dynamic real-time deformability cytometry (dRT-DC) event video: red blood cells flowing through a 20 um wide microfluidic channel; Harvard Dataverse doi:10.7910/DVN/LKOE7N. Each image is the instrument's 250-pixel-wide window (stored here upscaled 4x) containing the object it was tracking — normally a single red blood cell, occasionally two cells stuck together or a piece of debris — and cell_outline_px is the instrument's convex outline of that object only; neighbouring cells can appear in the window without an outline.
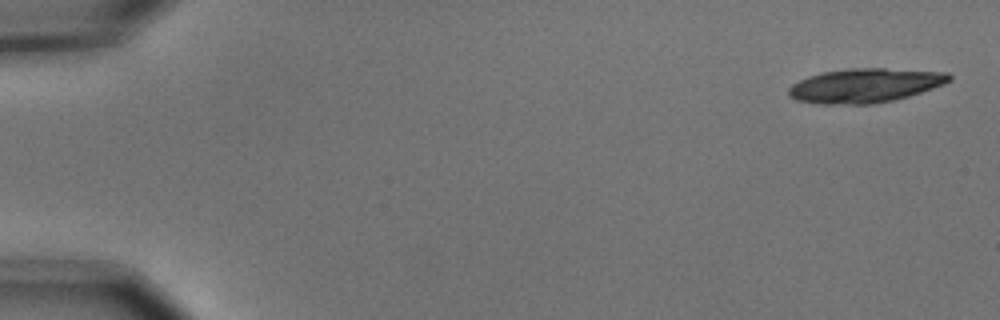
{"species": "common noctule bat (a hibernating species)", "species_latin": "Nyctalus noctula", "temperature_condition": "cold", "stored_images_in_passage": 6, "camera_frame_rate_fps": 3000, "um_per_image_px": 0.085, "animal": {"sex": "male", "body_mass_g": 15.6}, "frame": {"image": 1, "passage_image": 1, "time_ms": 0.0, "image_size_px": [1000, 320], "cell_outline_px": [[952, 80], [944, 84], [908, 96], [892, 100], [872, 104], [820, 104], [796, 100], [788, 96], [788, 88], [792, 84], [808, 76], [824, 72], [852, 68], [884, 68], [948, 72], [952, 76]], "centroid_in_image_um": [73.52, 7.26], "position_along_channel_um": 11.5, "area_um2": 31.96}}
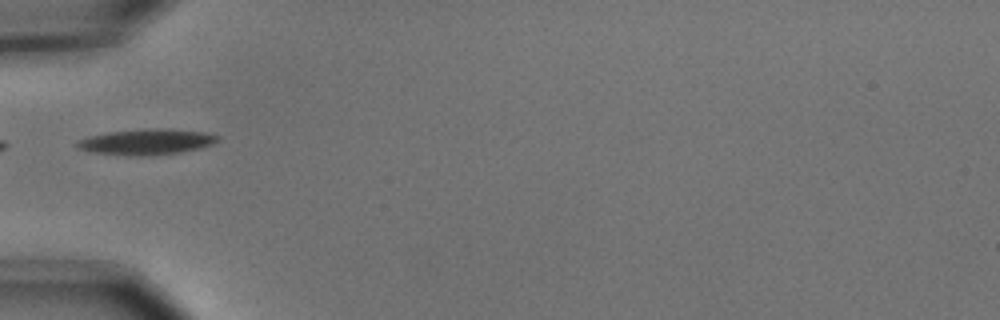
{"frame": {"image": 2, "passage_image": 6, "time_ms": 1.667, "image_size_px": [1000, 320], "cell_outline_px": [[220, 136], [212, 144], [200, 148], [180, 152], [148, 156], [128, 156], [88, 152], [72, 144], [76, 140], [88, 136], [108, 132], [152, 128], [168, 128], [204, 132]], "centroid_in_image_um": [12.38, 12.06], "position_along_channel_um": 72.6, "area_um2": 21.33}}